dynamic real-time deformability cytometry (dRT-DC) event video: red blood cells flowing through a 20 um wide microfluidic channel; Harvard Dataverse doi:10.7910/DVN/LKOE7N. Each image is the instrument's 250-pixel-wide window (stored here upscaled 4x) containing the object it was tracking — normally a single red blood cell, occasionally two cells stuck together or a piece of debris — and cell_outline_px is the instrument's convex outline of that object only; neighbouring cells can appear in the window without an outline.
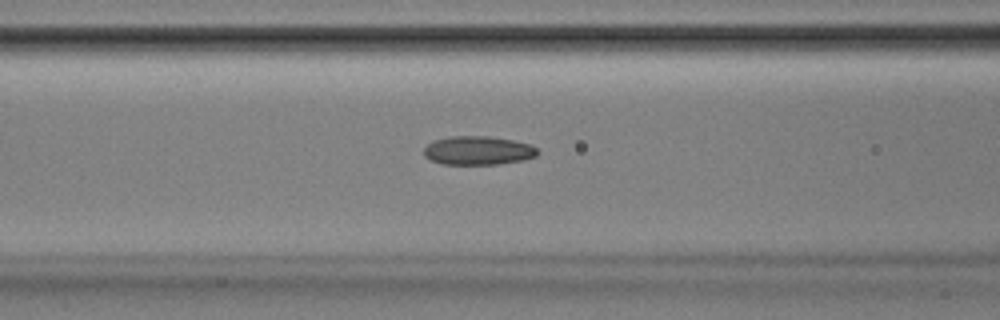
{"species": "Egyptian fruit bat (a non-hibernating species)", "species_latin": "Rousettus aegyptiacus", "temperature_condition": "room temperature", "stored_images_in_passage": 51, "camera_frame_rate_fps": 3000, "um_per_image_px": 0.085, "animal": {"sex": "male"}, "frame": {"image": 1, "passage_image": 20, "time_ms": 6.333, "image_size_px": [1000, 320], "cell_outline_px": [[540, 152], [536, 156], [524, 160], [500, 164], [444, 164], [428, 160], [424, 156], [424, 148], [432, 140], [452, 136], [488, 136], [512, 140], [532, 144]], "centroid_in_image_um": [40.64, 12.79], "position_along_channel_um": 126.0, "area_um2": 19.25}}
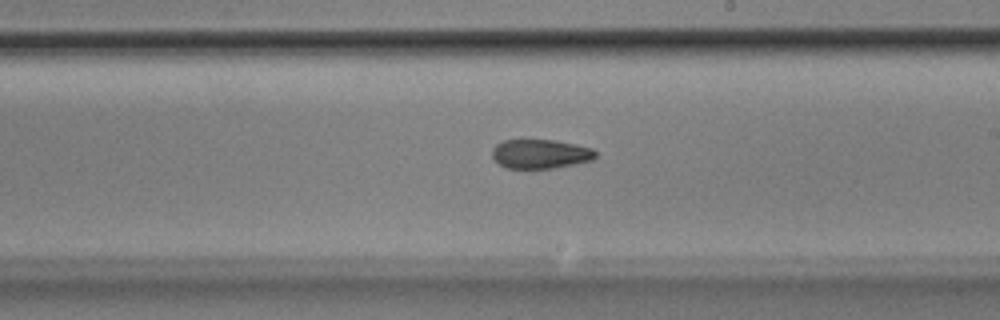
{"frame": {"image": 2, "passage_image": 29, "time_ms": 9.333, "image_size_px": [1000, 320], "cell_outline_px": [[596, 156], [592, 160], [576, 164], [552, 168], [504, 168], [492, 156], [492, 148], [496, 144], [504, 140], [556, 140], [592, 148], [596, 152]], "centroid_in_image_um": [45.93, 13.08], "position_along_channel_um": 243.1, "area_um2": 17.57}}
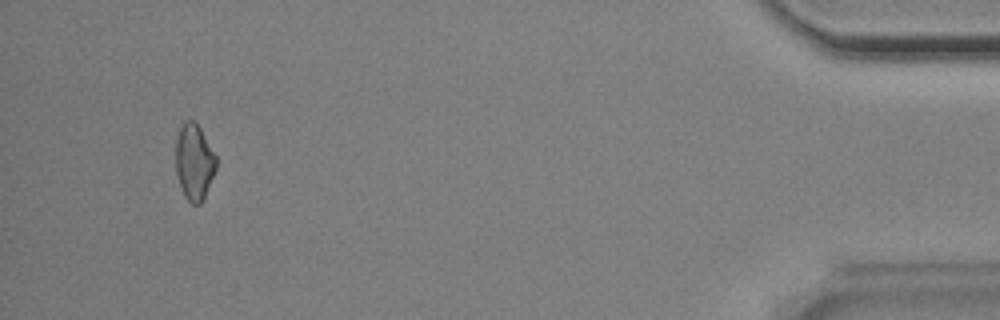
{"frame": {"image": 3, "passage_image": 48, "time_ms": 15.667, "image_size_px": [1000, 320], "cell_outline_px": [[216, 168], [204, 196], [200, 204], [192, 204], [184, 196], [176, 172], [176, 140], [180, 128], [184, 120], [192, 120], [200, 128], [216, 156]], "centroid_in_image_um": [16.49, 13.76], "position_along_channel_um": 418.7, "area_um2": 17.57}, "authors_computed_cell_mechanics": {"area_um2": 18.9006, "velocity_mm_per_s": 3.922, "shape_relaxation_time_tau1_ms": null, "shape_relaxation_time_tau2_ms": 3.7773, "deformation_change_tau1": null, "deformation_change_tau2": 0.105}}